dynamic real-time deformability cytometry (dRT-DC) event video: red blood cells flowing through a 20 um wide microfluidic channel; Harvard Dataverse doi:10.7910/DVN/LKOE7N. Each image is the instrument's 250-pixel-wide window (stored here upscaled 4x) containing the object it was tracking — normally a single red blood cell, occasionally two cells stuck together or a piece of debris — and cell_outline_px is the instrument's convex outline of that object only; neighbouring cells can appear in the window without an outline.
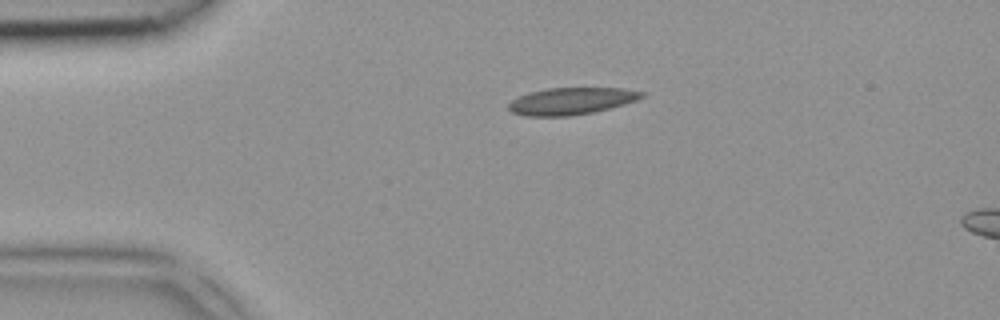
{"species": "common noctule bat (a hibernating species)", "species_latin": "Nyctalus noctula", "temperature_condition": "room temperature", "stored_images_in_passage": 5, "camera_frame_rate_fps": 3000, "um_per_image_px": 0.085, "animal": {"sex": "female", "body_mass_g": 18.4}, "frame": {"image": 1, "passage_image": 4, "time_ms": 1.0, "image_size_px": [1000, 320], "cell_outline_px": [[644, 96], [636, 100], [624, 104], [592, 112], [568, 116], [524, 116], [512, 112], [508, 108], [508, 104], [512, 100], [528, 92], [548, 88], [624, 88], [644, 92]], "centroid_in_image_um": [48.54, 8.58], "position_along_channel_um": 36.5, "area_um2": 20.81}}